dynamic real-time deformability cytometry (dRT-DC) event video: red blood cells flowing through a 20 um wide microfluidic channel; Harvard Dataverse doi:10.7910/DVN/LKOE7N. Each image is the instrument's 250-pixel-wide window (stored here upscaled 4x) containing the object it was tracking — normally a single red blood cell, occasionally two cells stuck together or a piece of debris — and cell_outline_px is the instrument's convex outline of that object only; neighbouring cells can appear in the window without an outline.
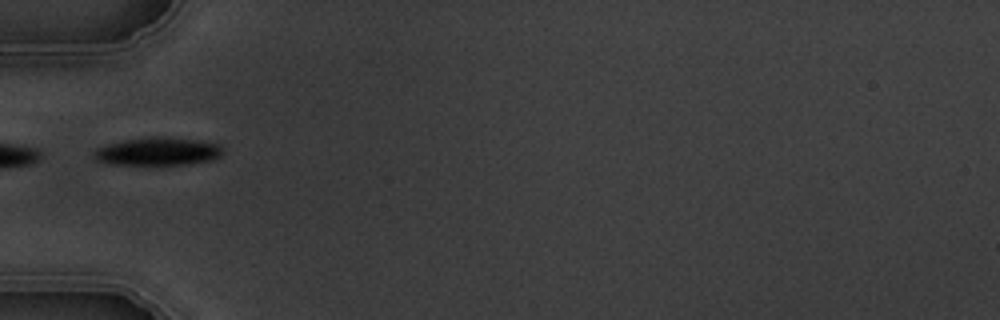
{"species": "common noctule bat (a hibernating species)", "species_latin": "Nyctalus noctula", "temperature_condition": "warm", "stored_images_in_passage": 1, "camera_frame_rate_fps": 3000, "um_per_image_px": 0.085, "animal": {"sex": "male", "body_mass_g": 19.5, "forearm_length_mm": 54.6}, "frame": {"image": 1, "passage_image": 1, "time_ms": 0.0, "image_size_px": [1000, 320], "cell_outline_px": [[224, 152], [220, 156], [212, 160], [184, 164], [108, 164], [96, 160], [92, 156], [92, 152], [96, 148], [108, 144], [124, 140], [148, 136], [164, 136], [200, 140], [220, 144], [224, 148]], "centroid_in_image_um": [13.42, 12.85], "position_along_channel_um": 71.6, "area_um2": 21.33}}